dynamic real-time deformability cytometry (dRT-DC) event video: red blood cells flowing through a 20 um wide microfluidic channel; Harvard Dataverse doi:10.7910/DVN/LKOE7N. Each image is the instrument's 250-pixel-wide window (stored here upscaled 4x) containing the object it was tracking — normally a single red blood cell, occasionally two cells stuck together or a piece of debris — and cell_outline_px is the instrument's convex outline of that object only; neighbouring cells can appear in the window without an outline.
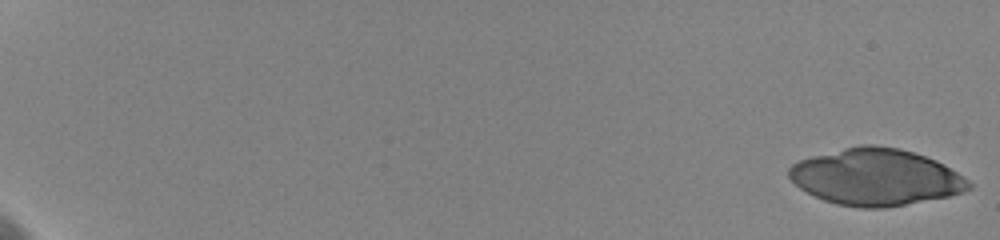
{"species": "human", "species_latin": "Homo sapiens", "temperature_condition": "cold", "stored_images_in_passage": 58, "camera_frame_rate_fps": 3000, "um_per_image_px": 0.085, "donor": {"sex": "female"}, "frame": {"image": 1, "passage_image": 1, "time_ms": 0.0, "image_size_px": [1000, 240], "cell_outline_px": [[972, 188], [964, 192], [948, 196], [884, 208], [860, 208], [836, 204], [824, 200], [800, 188], [788, 176], [788, 168], [792, 164], [800, 160], [812, 156], [860, 144], [872, 144], [900, 148], [936, 160], [944, 164], [964, 176], [972, 184]], "centroid_in_image_um": [74.46, 15.05], "position_along_channel_um": 10.5, "area_um2": 59.25}, "authors_computed_cell_mechanics": {"area_um2": 48.6387, "velocity_mm_per_s": 3.6079, "shape_relaxation_time_tau1_ms": 5.9393, "shape_relaxation_time_tau2_ms": 1.1081, "deformation_change_tau1": 0.1899, "deformation_change_tau2": 0.0741}}